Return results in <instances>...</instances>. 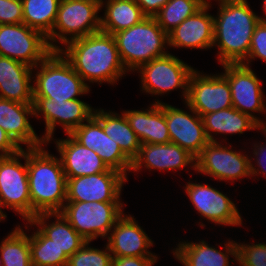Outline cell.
Here are the masks:
<instances>
[{"label": "cell", "mask_w": 266, "mask_h": 266, "mask_svg": "<svg viewBox=\"0 0 266 266\" xmlns=\"http://www.w3.org/2000/svg\"><path fill=\"white\" fill-rule=\"evenodd\" d=\"M64 46L59 51L84 82L114 85L128 72L112 34L98 31L73 39Z\"/></svg>", "instance_id": "cell-1"}, {"label": "cell", "mask_w": 266, "mask_h": 266, "mask_svg": "<svg viewBox=\"0 0 266 266\" xmlns=\"http://www.w3.org/2000/svg\"><path fill=\"white\" fill-rule=\"evenodd\" d=\"M215 1V0H214ZM218 15L214 16V43L220 64H240L249 54L251 38L260 16L246 0H216Z\"/></svg>", "instance_id": "cell-2"}, {"label": "cell", "mask_w": 266, "mask_h": 266, "mask_svg": "<svg viewBox=\"0 0 266 266\" xmlns=\"http://www.w3.org/2000/svg\"><path fill=\"white\" fill-rule=\"evenodd\" d=\"M43 146L27 149L31 219L39 213L60 212L66 203L67 177L61 161Z\"/></svg>", "instance_id": "cell-3"}, {"label": "cell", "mask_w": 266, "mask_h": 266, "mask_svg": "<svg viewBox=\"0 0 266 266\" xmlns=\"http://www.w3.org/2000/svg\"><path fill=\"white\" fill-rule=\"evenodd\" d=\"M121 61L128 72L168 54V34L155 17H146L134 26L113 34Z\"/></svg>", "instance_id": "cell-4"}, {"label": "cell", "mask_w": 266, "mask_h": 266, "mask_svg": "<svg viewBox=\"0 0 266 266\" xmlns=\"http://www.w3.org/2000/svg\"><path fill=\"white\" fill-rule=\"evenodd\" d=\"M33 69L38 70L36 77L33 76V98L68 101L90 92L88 83L75 72L59 50H53Z\"/></svg>", "instance_id": "cell-5"}, {"label": "cell", "mask_w": 266, "mask_h": 266, "mask_svg": "<svg viewBox=\"0 0 266 266\" xmlns=\"http://www.w3.org/2000/svg\"><path fill=\"white\" fill-rule=\"evenodd\" d=\"M100 10L101 4L94 0H61L52 32L46 37L49 47L59 50L58 43L65 45L101 31Z\"/></svg>", "instance_id": "cell-6"}, {"label": "cell", "mask_w": 266, "mask_h": 266, "mask_svg": "<svg viewBox=\"0 0 266 266\" xmlns=\"http://www.w3.org/2000/svg\"><path fill=\"white\" fill-rule=\"evenodd\" d=\"M122 202L66 201L60 213L87 241L107 238L117 220L124 214Z\"/></svg>", "instance_id": "cell-7"}, {"label": "cell", "mask_w": 266, "mask_h": 266, "mask_svg": "<svg viewBox=\"0 0 266 266\" xmlns=\"http://www.w3.org/2000/svg\"><path fill=\"white\" fill-rule=\"evenodd\" d=\"M24 159L22 164L20 159ZM0 206L10 208L24 220H31V198L27 173V148L0 157Z\"/></svg>", "instance_id": "cell-8"}, {"label": "cell", "mask_w": 266, "mask_h": 266, "mask_svg": "<svg viewBox=\"0 0 266 266\" xmlns=\"http://www.w3.org/2000/svg\"><path fill=\"white\" fill-rule=\"evenodd\" d=\"M193 70V67L168 53L141 65L136 71L141 76L142 91L159 96L181 88L186 101L188 81Z\"/></svg>", "instance_id": "cell-9"}, {"label": "cell", "mask_w": 266, "mask_h": 266, "mask_svg": "<svg viewBox=\"0 0 266 266\" xmlns=\"http://www.w3.org/2000/svg\"><path fill=\"white\" fill-rule=\"evenodd\" d=\"M53 50L47 38L24 23L0 25V56H6L32 68Z\"/></svg>", "instance_id": "cell-10"}, {"label": "cell", "mask_w": 266, "mask_h": 266, "mask_svg": "<svg viewBox=\"0 0 266 266\" xmlns=\"http://www.w3.org/2000/svg\"><path fill=\"white\" fill-rule=\"evenodd\" d=\"M232 146L209 142L195 159V171L219 181H233L251 177L250 158Z\"/></svg>", "instance_id": "cell-11"}, {"label": "cell", "mask_w": 266, "mask_h": 266, "mask_svg": "<svg viewBox=\"0 0 266 266\" xmlns=\"http://www.w3.org/2000/svg\"><path fill=\"white\" fill-rule=\"evenodd\" d=\"M224 73L230 86L232 105L240 112L249 115L262 128L266 122L253 112L266 113L265 97L261 87V80L256 76L251 67L243 64H222ZM264 121V122H263Z\"/></svg>", "instance_id": "cell-12"}, {"label": "cell", "mask_w": 266, "mask_h": 266, "mask_svg": "<svg viewBox=\"0 0 266 266\" xmlns=\"http://www.w3.org/2000/svg\"><path fill=\"white\" fill-rule=\"evenodd\" d=\"M33 112L37 118L43 115L46 130L41 138L49 144L53 139L56 124H60L66 134H71L93 115L94 108L80 99L53 101L33 98Z\"/></svg>", "instance_id": "cell-13"}, {"label": "cell", "mask_w": 266, "mask_h": 266, "mask_svg": "<svg viewBox=\"0 0 266 266\" xmlns=\"http://www.w3.org/2000/svg\"><path fill=\"white\" fill-rule=\"evenodd\" d=\"M185 103L201 117L233 107L227 78L222 73L207 75L194 69L189 77Z\"/></svg>", "instance_id": "cell-14"}, {"label": "cell", "mask_w": 266, "mask_h": 266, "mask_svg": "<svg viewBox=\"0 0 266 266\" xmlns=\"http://www.w3.org/2000/svg\"><path fill=\"white\" fill-rule=\"evenodd\" d=\"M127 178L118 171L67 178L66 201L121 202L120 194Z\"/></svg>", "instance_id": "cell-15"}, {"label": "cell", "mask_w": 266, "mask_h": 266, "mask_svg": "<svg viewBox=\"0 0 266 266\" xmlns=\"http://www.w3.org/2000/svg\"><path fill=\"white\" fill-rule=\"evenodd\" d=\"M185 192L195 210L209 222L224 226L242 225L239 210L227 194L210 185L192 182L185 185Z\"/></svg>", "instance_id": "cell-16"}, {"label": "cell", "mask_w": 266, "mask_h": 266, "mask_svg": "<svg viewBox=\"0 0 266 266\" xmlns=\"http://www.w3.org/2000/svg\"><path fill=\"white\" fill-rule=\"evenodd\" d=\"M190 112L165 103V120L171 143L177 144L195 158L209 143L202 117L186 103Z\"/></svg>", "instance_id": "cell-17"}, {"label": "cell", "mask_w": 266, "mask_h": 266, "mask_svg": "<svg viewBox=\"0 0 266 266\" xmlns=\"http://www.w3.org/2000/svg\"><path fill=\"white\" fill-rule=\"evenodd\" d=\"M71 135L80 144L96 152L109 169L118 171L127 178L132 161L122 152L118 143L104 133L101 123L93 115Z\"/></svg>", "instance_id": "cell-18"}, {"label": "cell", "mask_w": 266, "mask_h": 266, "mask_svg": "<svg viewBox=\"0 0 266 266\" xmlns=\"http://www.w3.org/2000/svg\"><path fill=\"white\" fill-rule=\"evenodd\" d=\"M107 246L113 257H157L148 248L153 240L131 215L123 214L110 230Z\"/></svg>", "instance_id": "cell-19"}, {"label": "cell", "mask_w": 266, "mask_h": 266, "mask_svg": "<svg viewBox=\"0 0 266 266\" xmlns=\"http://www.w3.org/2000/svg\"><path fill=\"white\" fill-rule=\"evenodd\" d=\"M209 1L168 33V46L174 48L209 49L214 43V16L208 13Z\"/></svg>", "instance_id": "cell-20"}, {"label": "cell", "mask_w": 266, "mask_h": 266, "mask_svg": "<svg viewBox=\"0 0 266 266\" xmlns=\"http://www.w3.org/2000/svg\"><path fill=\"white\" fill-rule=\"evenodd\" d=\"M29 116H34L33 103H20L0 98V127L11 139L22 148L27 149L47 145L39 137L29 122Z\"/></svg>", "instance_id": "cell-21"}, {"label": "cell", "mask_w": 266, "mask_h": 266, "mask_svg": "<svg viewBox=\"0 0 266 266\" xmlns=\"http://www.w3.org/2000/svg\"><path fill=\"white\" fill-rule=\"evenodd\" d=\"M195 157L174 143L141 144L131 171L139 172L144 166L150 170H178L190 167L195 170Z\"/></svg>", "instance_id": "cell-22"}, {"label": "cell", "mask_w": 266, "mask_h": 266, "mask_svg": "<svg viewBox=\"0 0 266 266\" xmlns=\"http://www.w3.org/2000/svg\"><path fill=\"white\" fill-rule=\"evenodd\" d=\"M63 171L67 178L107 172L109 168L92 149L80 144L71 134L55 139Z\"/></svg>", "instance_id": "cell-23"}, {"label": "cell", "mask_w": 266, "mask_h": 266, "mask_svg": "<svg viewBox=\"0 0 266 266\" xmlns=\"http://www.w3.org/2000/svg\"><path fill=\"white\" fill-rule=\"evenodd\" d=\"M122 112L141 144L171 143L165 120V103L158 100L146 110Z\"/></svg>", "instance_id": "cell-24"}, {"label": "cell", "mask_w": 266, "mask_h": 266, "mask_svg": "<svg viewBox=\"0 0 266 266\" xmlns=\"http://www.w3.org/2000/svg\"><path fill=\"white\" fill-rule=\"evenodd\" d=\"M33 68L0 56V98L20 103H33Z\"/></svg>", "instance_id": "cell-25"}, {"label": "cell", "mask_w": 266, "mask_h": 266, "mask_svg": "<svg viewBox=\"0 0 266 266\" xmlns=\"http://www.w3.org/2000/svg\"><path fill=\"white\" fill-rule=\"evenodd\" d=\"M223 251L209 246L202 240L197 242H181L173 250V256L184 266H230L229 256L237 261V242L233 240L224 243Z\"/></svg>", "instance_id": "cell-26"}, {"label": "cell", "mask_w": 266, "mask_h": 266, "mask_svg": "<svg viewBox=\"0 0 266 266\" xmlns=\"http://www.w3.org/2000/svg\"><path fill=\"white\" fill-rule=\"evenodd\" d=\"M55 217L52 223L47 220ZM49 223V224H47ZM26 224L37 226V228L49 239L53 240L60 250L70 257L79 250L86 242L85 240L63 217L60 212L39 213Z\"/></svg>", "instance_id": "cell-27"}, {"label": "cell", "mask_w": 266, "mask_h": 266, "mask_svg": "<svg viewBox=\"0 0 266 266\" xmlns=\"http://www.w3.org/2000/svg\"><path fill=\"white\" fill-rule=\"evenodd\" d=\"M204 129L209 142H218L213 134H242L247 130L261 129L262 127L249 115L240 112L234 107L219 110L202 116Z\"/></svg>", "instance_id": "cell-28"}, {"label": "cell", "mask_w": 266, "mask_h": 266, "mask_svg": "<svg viewBox=\"0 0 266 266\" xmlns=\"http://www.w3.org/2000/svg\"><path fill=\"white\" fill-rule=\"evenodd\" d=\"M93 116L101 123L102 129L112 140L118 143L122 152L133 161L140 150L141 143L130 127L126 116L104 109H94Z\"/></svg>", "instance_id": "cell-29"}, {"label": "cell", "mask_w": 266, "mask_h": 266, "mask_svg": "<svg viewBox=\"0 0 266 266\" xmlns=\"http://www.w3.org/2000/svg\"><path fill=\"white\" fill-rule=\"evenodd\" d=\"M104 5L101 31L112 35L140 23L147 17L135 0H103L101 8H104Z\"/></svg>", "instance_id": "cell-30"}, {"label": "cell", "mask_w": 266, "mask_h": 266, "mask_svg": "<svg viewBox=\"0 0 266 266\" xmlns=\"http://www.w3.org/2000/svg\"><path fill=\"white\" fill-rule=\"evenodd\" d=\"M61 0H22L23 23L47 37L53 29Z\"/></svg>", "instance_id": "cell-31"}, {"label": "cell", "mask_w": 266, "mask_h": 266, "mask_svg": "<svg viewBox=\"0 0 266 266\" xmlns=\"http://www.w3.org/2000/svg\"><path fill=\"white\" fill-rule=\"evenodd\" d=\"M2 266H32L30 235L22 227H15L0 244Z\"/></svg>", "instance_id": "cell-32"}, {"label": "cell", "mask_w": 266, "mask_h": 266, "mask_svg": "<svg viewBox=\"0 0 266 266\" xmlns=\"http://www.w3.org/2000/svg\"><path fill=\"white\" fill-rule=\"evenodd\" d=\"M208 0H169L154 16L167 34L200 10Z\"/></svg>", "instance_id": "cell-33"}, {"label": "cell", "mask_w": 266, "mask_h": 266, "mask_svg": "<svg viewBox=\"0 0 266 266\" xmlns=\"http://www.w3.org/2000/svg\"><path fill=\"white\" fill-rule=\"evenodd\" d=\"M32 266H67L68 256L38 228L30 236Z\"/></svg>", "instance_id": "cell-34"}, {"label": "cell", "mask_w": 266, "mask_h": 266, "mask_svg": "<svg viewBox=\"0 0 266 266\" xmlns=\"http://www.w3.org/2000/svg\"><path fill=\"white\" fill-rule=\"evenodd\" d=\"M87 241L79 250L68 258L67 266H111L113 256L109 247L104 250L89 246Z\"/></svg>", "instance_id": "cell-35"}, {"label": "cell", "mask_w": 266, "mask_h": 266, "mask_svg": "<svg viewBox=\"0 0 266 266\" xmlns=\"http://www.w3.org/2000/svg\"><path fill=\"white\" fill-rule=\"evenodd\" d=\"M237 262L240 266H266V244L237 243Z\"/></svg>", "instance_id": "cell-36"}, {"label": "cell", "mask_w": 266, "mask_h": 266, "mask_svg": "<svg viewBox=\"0 0 266 266\" xmlns=\"http://www.w3.org/2000/svg\"><path fill=\"white\" fill-rule=\"evenodd\" d=\"M255 58L266 62V22L263 21L256 26L251 38L248 57L241 64L249 67L250 62Z\"/></svg>", "instance_id": "cell-37"}, {"label": "cell", "mask_w": 266, "mask_h": 266, "mask_svg": "<svg viewBox=\"0 0 266 266\" xmlns=\"http://www.w3.org/2000/svg\"><path fill=\"white\" fill-rule=\"evenodd\" d=\"M23 23L22 0H0V25Z\"/></svg>", "instance_id": "cell-38"}, {"label": "cell", "mask_w": 266, "mask_h": 266, "mask_svg": "<svg viewBox=\"0 0 266 266\" xmlns=\"http://www.w3.org/2000/svg\"><path fill=\"white\" fill-rule=\"evenodd\" d=\"M264 135H265V138H266V128L263 127L260 129ZM266 143V142H265ZM254 150H253V154L255 155V160L254 162H256V164L258 165V168L256 169L255 167V164L252 163V158H250V173H251V176L255 175L258 176L259 174L260 175H263L266 177V144L264 145L263 143H258L257 144H254L253 146Z\"/></svg>", "instance_id": "cell-39"}, {"label": "cell", "mask_w": 266, "mask_h": 266, "mask_svg": "<svg viewBox=\"0 0 266 266\" xmlns=\"http://www.w3.org/2000/svg\"><path fill=\"white\" fill-rule=\"evenodd\" d=\"M158 257H113L111 266H152Z\"/></svg>", "instance_id": "cell-40"}, {"label": "cell", "mask_w": 266, "mask_h": 266, "mask_svg": "<svg viewBox=\"0 0 266 266\" xmlns=\"http://www.w3.org/2000/svg\"><path fill=\"white\" fill-rule=\"evenodd\" d=\"M20 148L11 137L0 127V157L10 156L19 152Z\"/></svg>", "instance_id": "cell-41"}, {"label": "cell", "mask_w": 266, "mask_h": 266, "mask_svg": "<svg viewBox=\"0 0 266 266\" xmlns=\"http://www.w3.org/2000/svg\"><path fill=\"white\" fill-rule=\"evenodd\" d=\"M169 0H135L147 17H154Z\"/></svg>", "instance_id": "cell-42"}, {"label": "cell", "mask_w": 266, "mask_h": 266, "mask_svg": "<svg viewBox=\"0 0 266 266\" xmlns=\"http://www.w3.org/2000/svg\"><path fill=\"white\" fill-rule=\"evenodd\" d=\"M7 218V215L2 211V208L0 206V222Z\"/></svg>", "instance_id": "cell-43"}, {"label": "cell", "mask_w": 266, "mask_h": 266, "mask_svg": "<svg viewBox=\"0 0 266 266\" xmlns=\"http://www.w3.org/2000/svg\"><path fill=\"white\" fill-rule=\"evenodd\" d=\"M263 4H264L263 10L265 11V14H266V0H264ZM259 18H260V21L266 22V17L264 18L259 17Z\"/></svg>", "instance_id": "cell-44"}, {"label": "cell", "mask_w": 266, "mask_h": 266, "mask_svg": "<svg viewBox=\"0 0 266 266\" xmlns=\"http://www.w3.org/2000/svg\"><path fill=\"white\" fill-rule=\"evenodd\" d=\"M94 1L99 2V3L101 4V2H102L103 0H94Z\"/></svg>", "instance_id": "cell-45"}]
</instances>
